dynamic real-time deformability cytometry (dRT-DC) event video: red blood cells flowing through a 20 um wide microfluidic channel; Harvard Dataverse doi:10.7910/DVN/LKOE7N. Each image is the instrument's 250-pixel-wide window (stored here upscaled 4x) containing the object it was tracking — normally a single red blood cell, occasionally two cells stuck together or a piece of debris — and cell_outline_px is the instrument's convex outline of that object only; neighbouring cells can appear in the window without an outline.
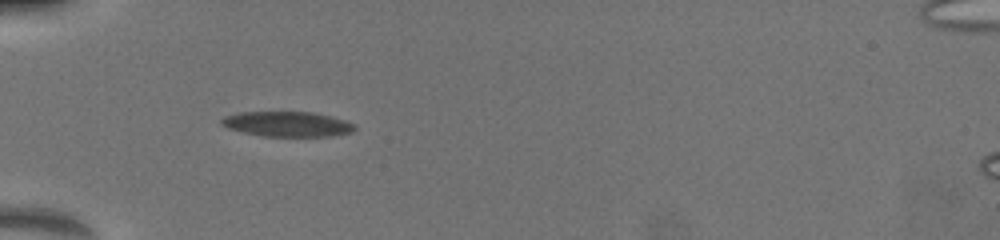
{"species": "common noctule bat (a hibernating species)", "species_latin": "Nyctalus noctula", "temperature_condition": "warm", "stored_images_in_passage": 2, "camera_frame_rate_fps": 3000, "um_per_image_px": 0.085, "animal": {"sex": "female", "body_mass_g": 19.5, "forearm_length_mm": 54.1}, "frame": {"image": 1, "passage_image": 1, "time_ms": 0.0, "image_size_px": [1000, 240], "cell_outline_px": [[356, 128], [352, 132], [328, 136], [264, 136], [244, 132], [228, 128], [220, 120], [224, 116], [240, 112], [312, 112], [344, 120], [352, 124]], "centroid_in_image_um": [24.4, 10.54], "position_along_channel_um": 60.6, "area_um2": 19.07}}